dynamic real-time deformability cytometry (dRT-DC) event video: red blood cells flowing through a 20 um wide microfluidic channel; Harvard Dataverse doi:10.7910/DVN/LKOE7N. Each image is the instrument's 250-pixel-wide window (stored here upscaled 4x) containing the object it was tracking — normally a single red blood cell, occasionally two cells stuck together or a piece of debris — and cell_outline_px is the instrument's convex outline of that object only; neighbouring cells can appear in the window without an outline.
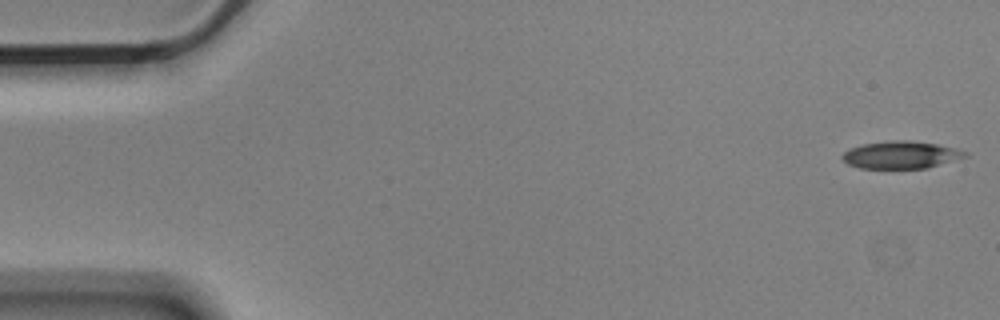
{"species": "Egyptian fruit bat (a non-hibernating species)", "species_latin": "Rousettus aegyptiacus", "temperature_condition": "cold", "stored_images_in_passage": 5, "camera_frame_rate_fps": 3000, "um_per_image_px": 0.085, "animal": {"sex": "male"}, "frame": {"image": 1, "passage_image": 1, "time_ms": 0.0, "image_size_px": [1000, 320], "cell_outline_px": [[968, 156], [928, 168], [860, 168], [848, 164], [840, 156], [844, 152], [852, 148], [864, 144], [892, 140], [912, 140], [936, 144], [956, 148], [968, 152]], "centroid_in_image_um": [76.61, 13.16], "position_along_channel_um": 8.4, "area_um2": 19.54}}
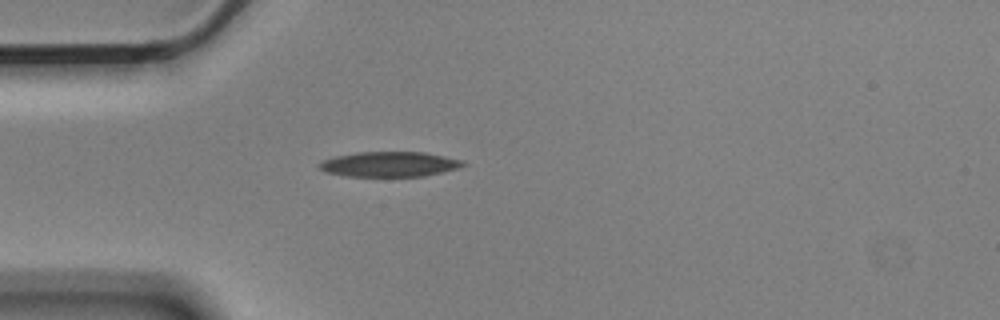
{"frame": {"image": 2, "passage_image": 5, "time_ms": 1.333, "image_size_px": [1000, 320], "cell_outline_px": [[468, 164], [456, 168], [424, 176], [344, 176], [324, 172], [316, 164], [324, 160], [336, 156], [356, 152], [424, 152], [464, 160]], "centroid_in_image_um": [33.08, 13.95], "position_along_channel_um": 51.9, "area_um2": 20.98}}